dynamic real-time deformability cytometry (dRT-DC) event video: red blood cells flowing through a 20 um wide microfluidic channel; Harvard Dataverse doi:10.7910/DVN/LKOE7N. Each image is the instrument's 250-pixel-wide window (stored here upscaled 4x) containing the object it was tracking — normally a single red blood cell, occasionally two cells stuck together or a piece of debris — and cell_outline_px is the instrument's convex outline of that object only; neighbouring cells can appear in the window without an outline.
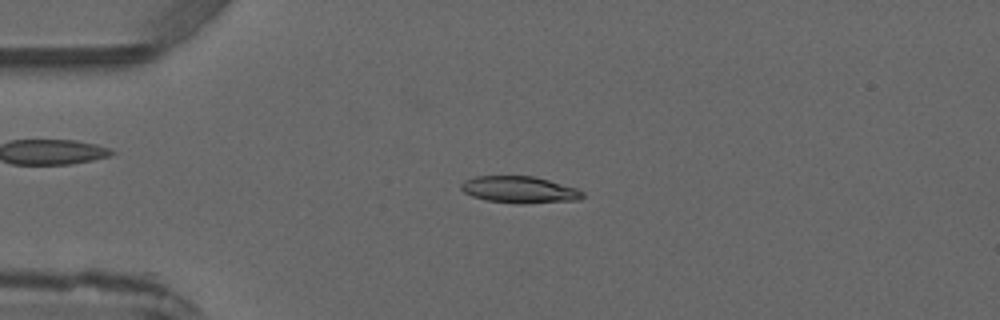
{"species": "common noctule bat (a hibernating species)", "species_latin": "Nyctalus noctula", "temperature_condition": "warm", "stored_images_in_passage": 5, "camera_frame_rate_fps": 3000, "um_per_image_px": 0.085, "animal": {"sex": "male", "forearm_length_mm": 52.5}, "frame": {"image": 1, "passage_image": 3, "time_ms": 2.333, "image_size_px": [1000, 320], "cell_outline_px": [[584, 196], [580, 200], [520, 204], [516, 204], [484, 200], [472, 196], [464, 192], [460, 188], [460, 184], [464, 180], [476, 176], [536, 176], [576, 188], [584, 192]], "centroid_in_image_um": [44.15, 16.13], "position_along_channel_um": 40.8, "area_um2": 19.19}}
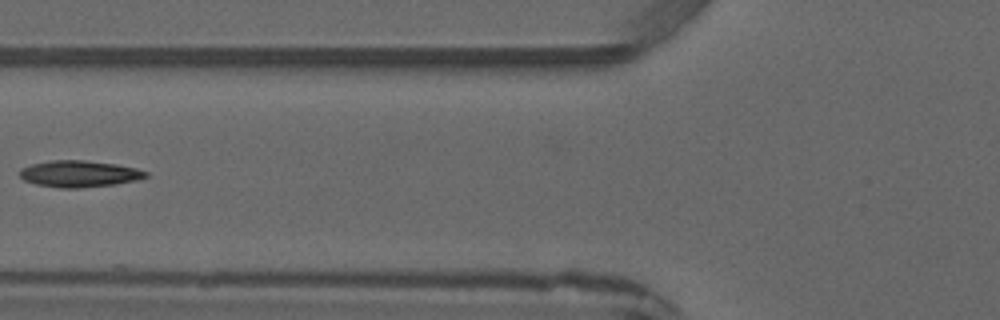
{"frame": {"image": 2, "passage_image": 5, "time_ms": 4.667, "image_size_px": [1000, 320], "cell_outline_px": [[148, 176], [136, 180], [112, 184], [80, 188], [60, 188], [36, 184], [24, 180], [20, 176], [20, 168], [32, 164], [52, 160], [84, 160], [116, 164], [136, 168], [148, 172]], "centroid_in_image_um": [6.72, 14.77], "position_along_channel_um": 119.1, "area_um2": 19.36}}